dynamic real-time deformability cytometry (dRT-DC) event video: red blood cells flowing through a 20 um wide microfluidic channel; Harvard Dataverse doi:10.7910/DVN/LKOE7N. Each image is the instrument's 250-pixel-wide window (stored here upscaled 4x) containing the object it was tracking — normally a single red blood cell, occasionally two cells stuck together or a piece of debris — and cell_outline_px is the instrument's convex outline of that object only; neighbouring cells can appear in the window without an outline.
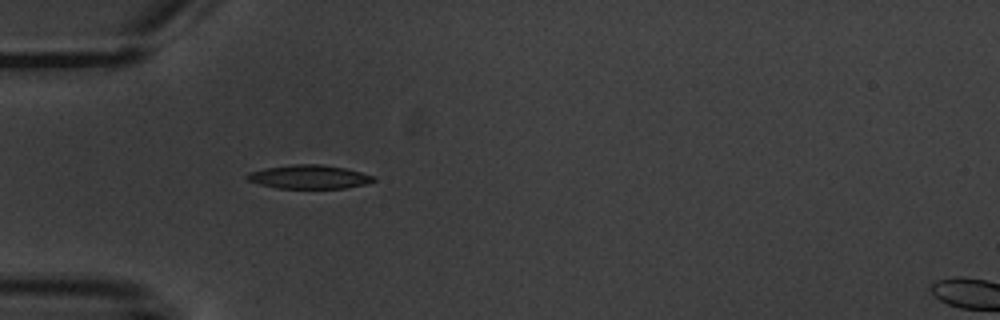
{"species": "common noctule bat (a hibernating species)", "species_latin": "Nyctalus noctula", "temperature_condition": "warm", "stored_images_in_passage": 3, "segment_of_instrument_passage": [1, 2], "camera_frame_rate_fps": 3000, "um_per_image_px": 0.085, "animal": {"sex": "male", "body_mass_g": 20.1, "forearm_length_mm": 53.5}, "frame": {"image": 1, "passage_image": 2, "time_ms": 1.333, "image_size_px": [1000, 320], "cell_outline_px": [[376, 180], [364, 184], [344, 188], [276, 188], [260, 184], [248, 180], [244, 176], [248, 172], [264, 168], [292, 164], [320, 164], [344, 168], [376, 176]], "centroid_in_image_um": [26.24, 15.03], "position_along_channel_um": 58.8, "area_um2": 17.46}}